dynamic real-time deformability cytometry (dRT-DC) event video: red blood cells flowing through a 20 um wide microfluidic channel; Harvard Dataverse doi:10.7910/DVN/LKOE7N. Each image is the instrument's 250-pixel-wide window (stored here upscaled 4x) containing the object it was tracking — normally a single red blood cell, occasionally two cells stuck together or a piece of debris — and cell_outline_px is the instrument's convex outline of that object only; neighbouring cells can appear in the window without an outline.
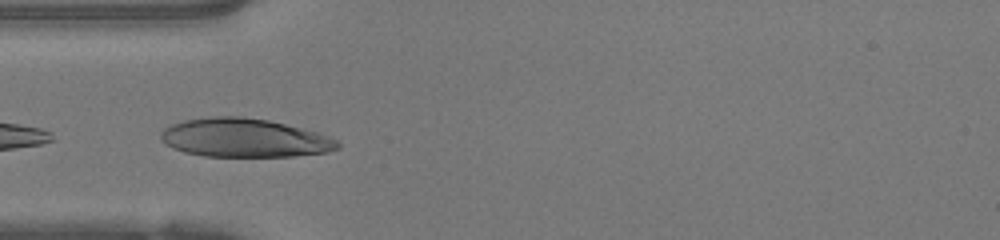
{"species": "human", "species_latin": "Homo sapiens", "temperature_condition": "warm", "stored_images_in_passage": 20, "camera_frame_rate_fps": 3000, "um_per_image_px": 0.085, "donor": {"sex": "female"}, "frame": {"image": 1, "passage_image": 2, "time_ms": 0.333, "image_size_px": [1000, 240], "cell_outline_px": [[340, 148], [328, 152], [292, 156], [204, 156], [184, 152], [172, 148], [164, 144], [160, 140], [160, 132], [164, 128], [172, 124], [184, 120], [212, 116], [240, 116], [268, 120], [316, 132], [328, 136], [336, 140], [340, 144]], "centroid_in_image_um": [20.73, 11.72], "position_along_channel_um": 64.3, "area_um2": 39.82}}
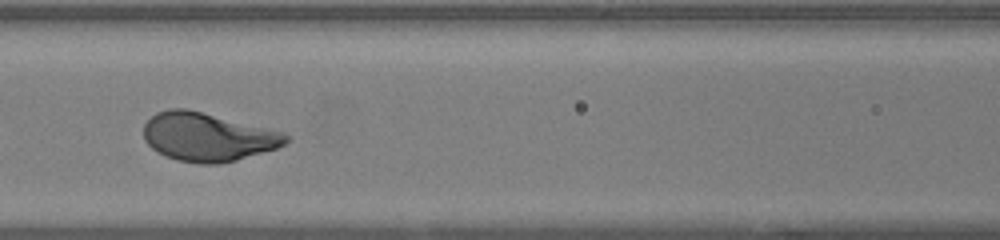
{"frame": {"image": 2, "passage_image": 8, "time_ms": 2.333, "image_size_px": [1000, 240], "cell_outline_px": [[292, 136], [284, 144], [276, 148], [236, 160], [220, 164], [200, 164], [176, 160], [152, 148], [144, 140], [144, 124], [156, 112], [168, 108], [188, 108], [284, 132]], "centroid_in_image_um": [17.66, 11.63], "position_along_channel_um": 148.9, "area_um2": 40.23}}
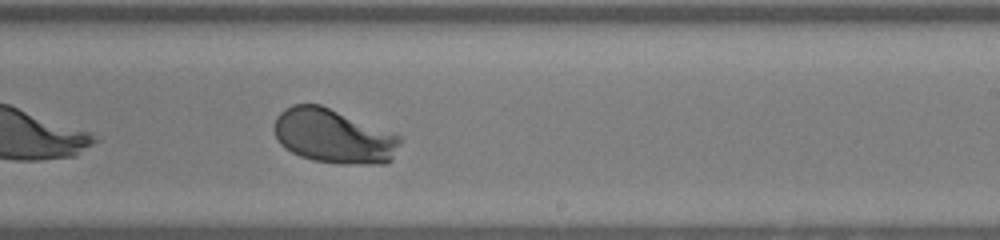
{"frame": {"image": 3, "passage_image": 16, "time_ms": 5.0, "image_size_px": [1000, 240], "cell_outline_px": [[400, 144], [392, 160], [384, 164], [340, 164], [312, 160], [300, 156], [284, 148], [280, 144], [272, 128], [276, 116], [284, 108], [292, 104], [320, 104], [400, 136]], "centroid_in_image_um": [28.31, 11.58], "position_along_channel_um": 260.7, "area_um2": 39.88}}